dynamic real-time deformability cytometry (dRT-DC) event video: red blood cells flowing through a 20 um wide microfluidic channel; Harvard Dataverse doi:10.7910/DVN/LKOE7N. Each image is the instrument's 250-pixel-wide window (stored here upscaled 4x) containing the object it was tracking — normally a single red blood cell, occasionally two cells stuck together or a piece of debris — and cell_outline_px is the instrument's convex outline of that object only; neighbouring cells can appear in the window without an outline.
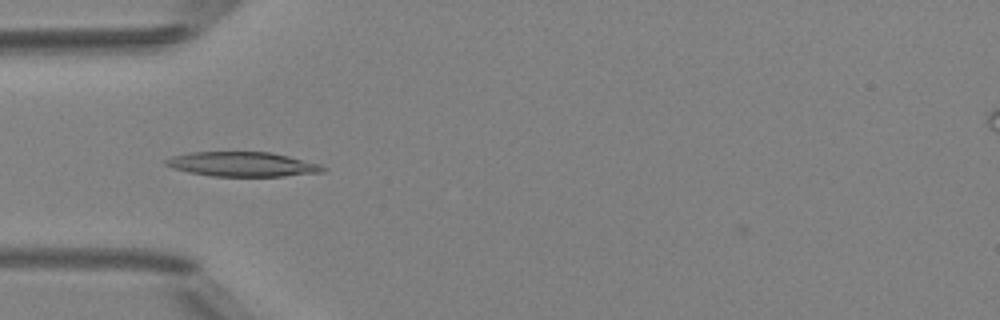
{"species": "Egyptian fruit bat (a non-hibernating species)", "species_latin": "Rousettus aegyptiacus", "temperature_condition": "room temperature", "stored_images_in_passage": 6, "camera_frame_rate_fps": 3000, "um_per_image_px": 0.085, "animal": {"sex": "female"}, "frame": {"image": 1, "passage_image": 3, "time_ms": 2.333, "image_size_px": [1000, 320], "cell_outline_px": [[328, 168], [324, 172], [284, 176], [212, 176], [188, 172], [172, 168], [164, 164], [164, 160], [172, 156], [192, 152], [272, 152], [320, 164]], "centroid_in_image_um": [20.61, 13.96], "position_along_channel_um": 64.4, "area_um2": 22.54}}
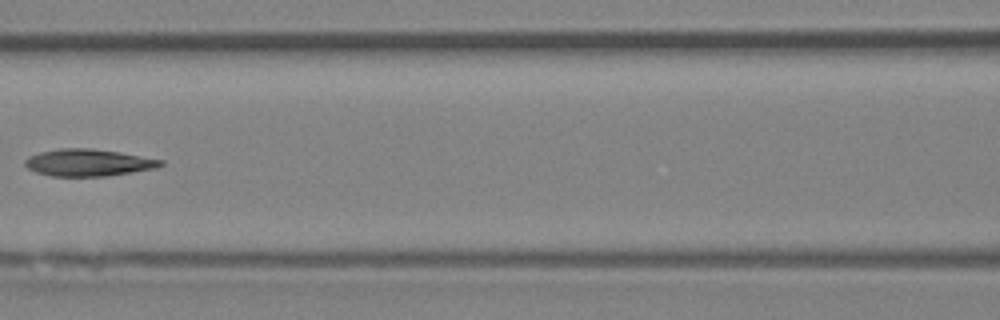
{"frame": {"image": 2, "passage_image": 5, "time_ms": 4.667, "image_size_px": [1000, 320], "cell_outline_px": [[164, 164], [156, 168], [132, 172], [104, 176], [52, 176], [36, 172], [28, 168], [24, 164], [24, 160], [28, 156], [40, 152], [60, 148], [92, 148], [120, 152], [164, 160]], "centroid_in_image_um": [7.5, 13.81], "position_along_channel_um": 159.1, "area_um2": 21.39}}
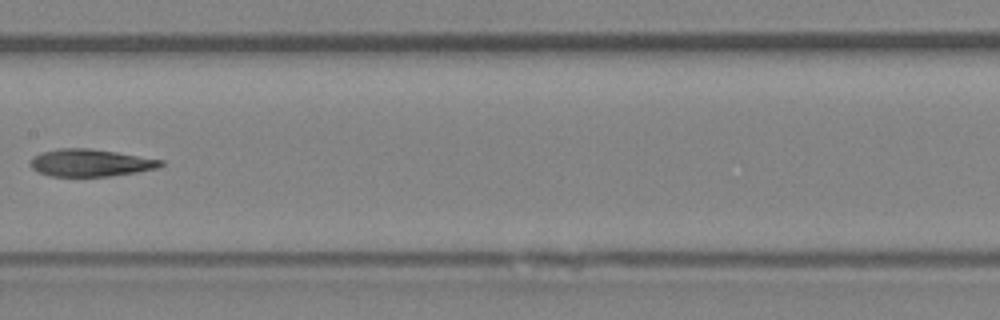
{"frame": {"image": 3, "passage_image": 6, "time_ms": 5.667, "image_size_px": [1000, 320], "cell_outline_px": [[164, 164], [156, 168], [136, 172], [108, 176], [48, 176], [32, 168], [32, 156], [40, 152], [60, 148], [88, 148], [116, 152], [164, 160]], "centroid_in_image_um": [7.68, 13.83], "position_along_channel_um": 199.7, "area_um2": 20.58}}